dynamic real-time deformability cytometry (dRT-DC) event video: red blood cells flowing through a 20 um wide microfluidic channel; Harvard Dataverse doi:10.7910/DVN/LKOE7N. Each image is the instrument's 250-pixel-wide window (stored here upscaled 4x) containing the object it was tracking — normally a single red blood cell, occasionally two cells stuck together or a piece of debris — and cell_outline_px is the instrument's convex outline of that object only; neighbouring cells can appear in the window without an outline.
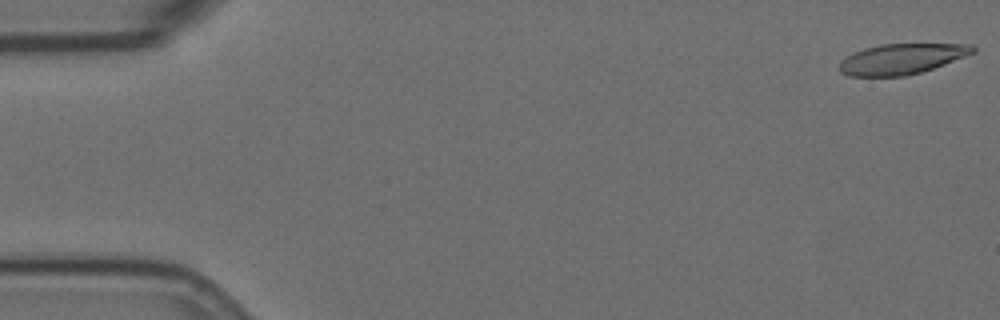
{"species": "Egyptian fruit bat (a non-hibernating species)", "species_latin": "Rousettus aegyptiacus", "temperature_condition": "room temperature", "stored_images_in_passage": 50, "camera_frame_rate_fps": 3000, "um_per_image_px": 0.085, "animal": {"sex": "female"}, "frame": {"image": 1, "passage_image": 1, "time_ms": 0.0, "image_size_px": [1000, 320], "cell_outline_px": [[976, 52], [944, 64], [920, 72], [904, 76], [848, 76], [840, 72], [840, 60], [852, 52], [864, 48], [880, 44], [972, 44], [976, 48]], "centroid_in_image_um": [76.62, 5.0], "position_along_channel_um": 8.4, "area_um2": 23.7}}
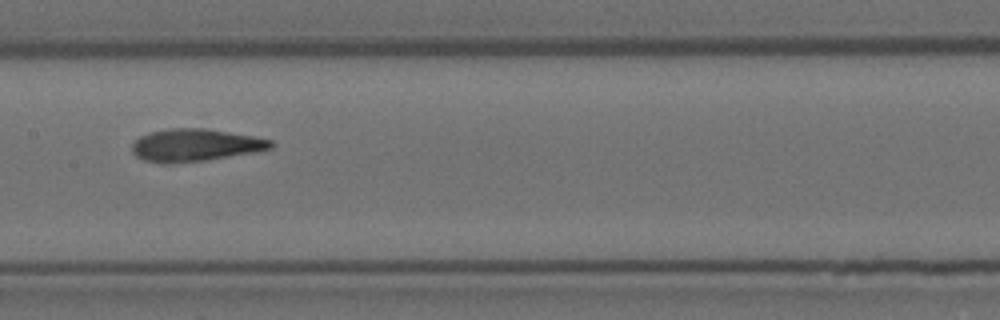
{"frame": {"image": 2, "passage_image": 28, "time_ms": 9.0, "image_size_px": [1000, 320], "cell_outline_px": [[276, 144], [272, 148], [252, 152], [204, 160], [144, 160], [136, 156], [132, 152], [132, 144], [140, 136], [152, 132], [168, 128], [200, 128], [252, 136], [272, 140]], "centroid_in_image_um": [16.63, 12.29], "position_along_channel_um": 190.8, "area_um2": 24.97}}
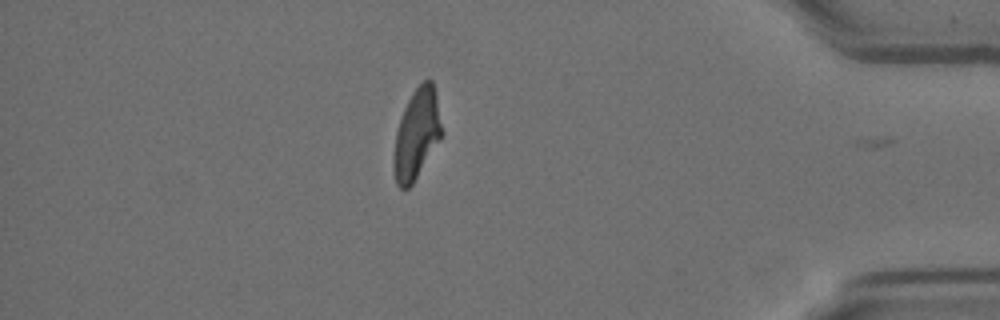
{"frame": {"image": 3, "passage_image": 49, "time_ms": 16.0, "image_size_px": [1000, 320], "cell_outline_px": [[444, 132], [412, 184], [408, 188], [400, 188], [396, 184], [392, 168], [392, 160], [396, 132], [404, 108], [412, 92], [424, 80], [432, 80], [436, 92]], "centroid_in_image_um": [35.41, 11.39], "position_along_channel_um": 399.8, "area_um2": 25.26}, "authors_computed_cell_mechanics": {"area_um2": 25.9811, "velocity_mm_per_s": 3.5641, "shape_relaxation_time_tau1_ms": 10.7358, "shape_relaxation_time_tau2_ms": 1.3931, "deformation_change_tau1": 0.2824, "deformation_change_tau2": 0.0894}}